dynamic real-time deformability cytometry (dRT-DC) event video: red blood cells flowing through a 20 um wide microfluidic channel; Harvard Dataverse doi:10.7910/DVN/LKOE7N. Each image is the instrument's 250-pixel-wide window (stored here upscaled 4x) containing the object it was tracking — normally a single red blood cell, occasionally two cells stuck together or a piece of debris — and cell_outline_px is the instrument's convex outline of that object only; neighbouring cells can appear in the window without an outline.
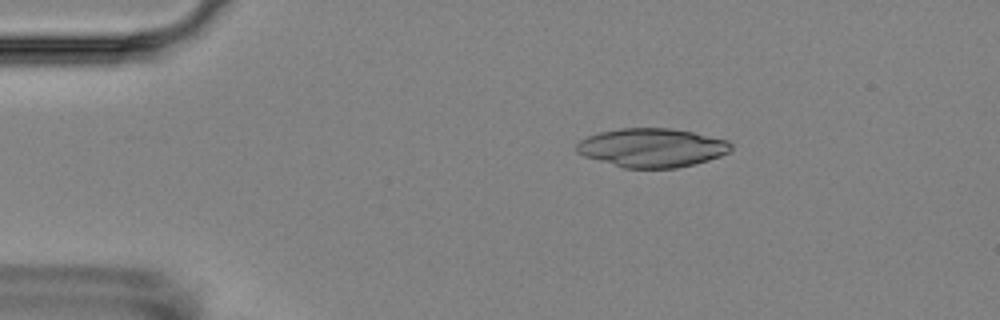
{"species": "Egyptian fruit bat (a non-hibernating species)", "species_latin": "Rousettus aegyptiacus", "temperature_condition": "room temperature", "stored_images_in_passage": 5, "camera_frame_rate_fps": 3000, "um_per_image_px": 0.085, "animal": {"sex": "female"}, "frame": {"image": 1, "passage_image": 3, "time_ms": 2.333, "image_size_px": [1000, 320], "cell_outline_px": [[732, 148], [728, 152], [720, 156], [708, 160], [676, 168], [624, 168], [584, 156], [576, 152], [576, 144], [580, 140], [588, 136], [600, 132], [620, 128], [672, 128], [692, 132], [728, 140], [732, 144]], "centroid_in_image_um": [55.4, 12.55], "position_along_channel_um": 29.6, "area_um2": 34.85}}